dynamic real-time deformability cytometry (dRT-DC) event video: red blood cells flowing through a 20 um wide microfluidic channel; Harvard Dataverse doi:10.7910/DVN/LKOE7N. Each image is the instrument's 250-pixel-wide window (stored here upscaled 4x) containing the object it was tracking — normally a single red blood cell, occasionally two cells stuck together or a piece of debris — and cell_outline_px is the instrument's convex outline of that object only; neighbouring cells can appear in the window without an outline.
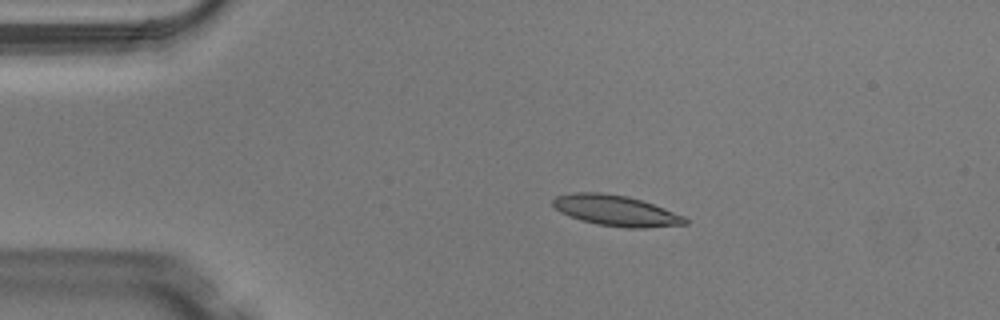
{"species": "Egyptian fruit bat (a non-hibernating species)", "species_latin": "Rousettus aegyptiacus", "temperature_condition": "warm", "stored_images_in_passage": 3, "camera_frame_rate_fps": 3000, "um_per_image_px": 0.085, "animal": {"sex": "male"}, "frame": {"image": 1, "passage_image": 2, "time_ms": 0.333, "image_size_px": [1000, 320], "cell_outline_px": [[688, 224], [644, 228], [628, 228], [596, 224], [580, 220], [560, 212], [552, 204], [552, 200], [556, 196], [572, 192], [600, 192], [628, 196], [664, 208], [684, 216], [688, 220]], "centroid_in_image_um": [52.34, 17.9], "position_along_channel_um": 32.7, "area_um2": 23.64}}